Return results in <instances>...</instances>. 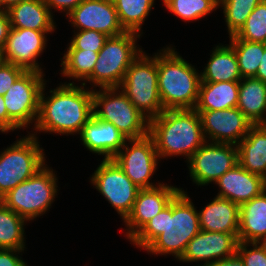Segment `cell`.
<instances>
[{
    "label": "cell",
    "mask_w": 266,
    "mask_h": 266,
    "mask_svg": "<svg viewBox=\"0 0 266 266\" xmlns=\"http://www.w3.org/2000/svg\"><path fill=\"white\" fill-rule=\"evenodd\" d=\"M171 185H160L140 189L131 212L123 220L126 225V237L130 240L150 219L160 213L181 190Z\"/></svg>",
    "instance_id": "ac0fdd59"
},
{
    "label": "cell",
    "mask_w": 266,
    "mask_h": 266,
    "mask_svg": "<svg viewBox=\"0 0 266 266\" xmlns=\"http://www.w3.org/2000/svg\"><path fill=\"white\" fill-rule=\"evenodd\" d=\"M90 180L124 220L131 212L140 188L126 176L113 159H103Z\"/></svg>",
    "instance_id": "8fae6325"
},
{
    "label": "cell",
    "mask_w": 266,
    "mask_h": 266,
    "mask_svg": "<svg viewBox=\"0 0 266 266\" xmlns=\"http://www.w3.org/2000/svg\"><path fill=\"white\" fill-rule=\"evenodd\" d=\"M46 164L34 176L18 184L0 201L26 221L42 216L51 208L57 195V177Z\"/></svg>",
    "instance_id": "52a82bcc"
},
{
    "label": "cell",
    "mask_w": 266,
    "mask_h": 266,
    "mask_svg": "<svg viewBox=\"0 0 266 266\" xmlns=\"http://www.w3.org/2000/svg\"><path fill=\"white\" fill-rule=\"evenodd\" d=\"M26 70L6 61H0V95L4 96L8 89Z\"/></svg>",
    "instance_id": "8d00e7d4"
},
{
    "label": "cell",
    "mask_w": 266,
    "mask_h": 266,
    "mask_svg": "<svg viewBox=\"0 0 266 266\" xmlns=\"http://www.w3.org/2000/svg\"><path fill=\"white\" fill-rule=\"evenodd\" d=\"M266 253V235L261 237L257 242H256Z\"/></svg>",
    "instance_id": "f6af8a7d"
},
{
    "label": "cell",
    "mask_w": 266,
    "mask_h": 266,
    "mask_svg": "<svg viewBox=\"0 0 266 266\" xmlns=\"http://www.w3.org/2000/svg\"><path fill=\"white\" fill-rule=\"evenodd\" d=\"M24 250L0 248V266H29L18 256Z\"/></svg>",
    "instance_id": "74e56055"
},
{
    "label": "cell",
    "mask_w": 266,
    "mask_h": 266,
    "mask_svg": "<svg viewBox=\"0 0 266 266\" xmlns=\"http://www.w3.org/2000/svg\"><path fill=\"white\" fill-rule=\"evenodd\" d=\"M119 88L149 120L159 116L164 109L158 89V52L151 57L142 51L127 69Z\"/></svg>",
    "instance_id": "8992f818"
},
{
    "label": "cell",
    "mask_w": 266,
    "mask_h": 266,
    "mask_svg": "<svg viewBox=\"0 0 266 266\" xmlns=\"http://www.w3.org/2000/svg\"><path fill=\"white\" fill-rule=\"evenodd\" d=\"M208 266H244V263L240 255L236 252L234 255L229 256L228 258L215 261Z\"/></svg>",
    "instance_id": "b9f144b4"
},
{
    "label": "cell",
    "mask_w": 266,
    "mask_h": 266,
    "mask_svg": "<svg viewBox=\"0 0 266 266\" xmlns=\"http://www.w3.org/2000/svg\"><path fill=\"white\" fill-rule=\"evenodd\" d=\"M239 81L200 82L195 110H223L237 107Z\"/></svg>",
    "instance_id": "484cf974"
},
{
    "label": "cell",
    "mask_w": 266,
    "mask_h": 266,
    "mask_svg": "<svg viewBox=\"0 0 266 266\" xmlns=\"http://www.w3.org/2000/svg\"><path fill=\"white\" fill-rule=\"evenodd\" d=\"M229 45L236 54L241 77H254L264 53L265 43L231 40Z\"/></svg>",
    "instance_id": "4dcf8cb0"
},
{
    "label": "cell",
    "mask_w": 266,
    "mask_h": 266,
    "mask_svg": "<svg viewBox=\"0 0 266 266\" xmlns=\"http://www.w3.org/2000/svg\"><path fill=\"white\" fill-rule=\"evenodd\" d=\"M20 129L9 117L7 108L4 104L3 96L0 95V131L2 133H8L9 131Z\"/></svg>",
    "instance_id": "ab89813d"
},
{
    "label": "cell",
    "mask_w": 266,
    "mask_h": 266,
    "mask_svg": "<svg viewBox=\"0 0 266 266\" xmlns=\"http://www.w3.org/2000/svg\"><path fill=\"white\" fill-rule=\"evenodd\" d=\"M52 32L54 31L11 28L5 47L0 54L2 60L20 66L26 71L43 73L37 58L46 48L48 40L45 34Z\"/></svg>",
    "instance_id": "9a60e30c"
},
{
    "label": "cell",
    "mask_w": 266,
    "mask_h": 266,
    "mask_svg": "<svg viewBox=\"0 0 266 266\" xmlns=\"http://www.w3.org/2000/svg\"><path fill=\"white\" fill-rule=\"evenodd\" d=\"M140 36L133 32H124L118 36L108 37L98 52L92 74L81 84L86 86L85 82H89L92 88L119 87L127 69L143 51L136 45Z\"/></svg>",
    "instance_id": "5b68a950"
},
{
    "label": "cell",
    "mask_w": 266,
    "mask_h": 266,
    "mask_svg": "<svg viewBox=\"0 0 266 266\" xmlns=\"http://www.w3.org/2000/svg\"><path fill=\"white\" fill-rule=\"evenodd\" d=\"M238 242V233L201 230L188 242L179 261L188 263L204 261L200 266H208L215 261L234 255L237 252Z\"/></svg>",
    "instance_id": "e0dca14e"
},
{
    "label": "cell",
    "mask_w": 266,
    "mask_h": 266,
    "mask_svg": "<svg viewBox=\"0 0 266 266\" xmlns=\"http://www.w3.org/2000/svg\"><path fill=\"white\" fill-rule=\"evenodd\" d=\"M28 134L0 152V199L46 165L38 138Z\"/></svg>",
    "instance_id": "9c48e42d"
},
{
    "label": "cell",
    "mask_w": 266,
    "mask_h": 266,
    "mask_svg": "<svg viewBox=\"0 0 266 266\" xmlns=\"http://www.w3.org/2000/svg\"><path fill=\"white\" fill-rule=\"evenodd\" d=\"M24 0H0V10L7 11L12 6H15L16 4L22 2Z\"/></svg>",
    "instance_id": "ee69618b"
},
{
    "label": "cell",
    "mask_w": 266,
    "mask_h": 266,
    "mask_svg": "<svg viewBox=\"0 0 266 266\" xmlns=\"http://www.w3.org/2000/svg\"><path fill=\"white\" fill-rule=\"evenodd\" d=\"M7 13L11 28L54 31L53 13L44 0H24L12 6Z\"/></svg>",
    "instance_id": "603a6c76"
},
{
    "label": "cell",
    "mask_w": 266,
    "mask_h": 266,
    "mask_svg": "<svg viewBox=\"0 0 266 266\" xmlns=\"http://www.w3.org/2000/svg\"><path fill=\"white\" fill-rule=\"evenodd\" d=\"M25 219L0 201V248L24 250Z\"/></svg>",
    "instance_id": "f1b7e54d"
},
{
    "label": "cell",
    "mask_w": 266,
    "mask_h": 266,
    "mask_svg": "<svg viewBox=\"0 0 266 266\" xmlns=\"http://www.w3.org/2000/svg\"><path fill=\"white\" fill-rule=\"evenodd\" d=\"M159 159L154 140L149 134L138 139H128L113 157L114 162L140 189L153 188L161 184L158 182L155 185L150 182Z\"/></svg>",
    "instance_id": "7c38bea8"
},
{
    "label": "cell",
    "mask_w": 266,
    "mask_h": 266,
    "mask_svg": "<svg viewBox=\"0 0 266 266\" xmlns=\"http://www.w3.org/2000/svg\"><path fill=\"white\" fill-rule=\"evenodd\" d=\"M207 142L238 145L253 126L237 107L196 110Z\"/></svg>",
    "instance_id": "5bb4252c"
},
{
    "label": "cell",
    "mask_w": 266,
    "mask_h": 266,
    "mask_svg": "<svg viewBox=\"0 0 266 266\" xmlns=\"http://www.w3.org/2000/svg\"><path fill=\"white\" fill-rule=\"evenodd\" d=\"M161 51L158 52V89L163 109H194L201 82L199 72L173 46Z\"/></svg>",
    "instance_id": "277c9868"
},
{
    "label": "cell",
    "mask_w": 266,
    "mask_h": 266,
    "mask_svg": "<svg viewBox=\"0 0 266 266\" xmlns=\"http://www.w3.org/2000/svg\"><path fill=\"white\" fill-rule=\"evenodd\" d=\"M79 135L87 150L103 155L104 160L113 159L128 140L115 125L99 120L94 115L83 126Z\"/></svg>",
    "instance_id": "d6986e66"
},
{
    "label": "cell",
    "mask_w": 266,
    "mask_h": 266,
    "mask_svg": "<svg viewBox=\"0 0 266 266\" xmlns=\"http://www.w3.org/2000/svg\"><path fill=\"white\" fill-rule=\"evenodd\" d=\"M77 31L95 30L114 37L123 34L113 0H83L68 15Z\"/></svg>",
    "instance_id": "2e32d148"
},
{
    "label": "cell",
    "mask_w": 266,
    "mask_h": 266,
    "mask_svg": "<svg viewBox=\"0 0 266 266\" xmlns=\"http://www.w3.org/2000/svg\"><path fill=\"white\" fill-rule=\"evenodd\" d=\"M229 40L266 43V1L262 0L248 16L240 31Z\"/></svg>",
    "instance_id": "836d02e7"
},
{
    "label": "cell",
    "mask_w": 266,
    "mask_h": 266,
    "mask_svg": "<svg viewBox=\"0 0 266 266\" xmlns=\"http://www.w3.org/2000/svg\"><path fill=\"white\" fill-rule=\"evenodd\" d=\"M46 83L40 95L39 114L31 135L40 132L74 135L93 115V89L74 82L62 83L45 96Z\"/></svg>",
    "instance_id": "7a4b0ae2"
},
{
    "label": "cell",
    "mask_w": 266,
    "mask_h": 266,
    "mask_svg": "<svg viewBox=\"0 0 266 266\" xmlns=\"http://www.w3.org/2000/svg\"><path fill=\"white\" fill-rule=\"evenodd\" d=\"M237 108L253 125L266 124V83L255 77L242 78Z\"/></svg>",
    "instance_id": "cb8c5ba5"
},
{
    "label": "cell",
    "mask_w": 266,
    "mask_h": 266,
    "mask_svg": "<svg viewBox=\"0 0 266 266\" xmlns=\"http://www.w3.org/2000/svg\"><path fill=\"white\" fill-rule=\"evenodd\" d=\"M200 229L211 232L238 233L240 205L216 196L198 211Z\"/></svg>",
    "instance_id": "44dd1931"
},
{
    "label": "cell",
    "mask_w": 266,
    "mask_h": 266,
    "mask_svg": "<svg viewBox=\"0 0 266 266\" xmlns=\"http://www.w3.org/2000/svg\"><path fill=\"white\" fill-rule=\"evenodd\" d=\"M187 162L190 178L195 184L205 186L216 183L238 164L237 146L206 141Z\"/></svg>",
    "instance_id": "4fadbf2b"
},
{
    "label": "cell",
    "mask_w": 266,
    "mask_h": 266,
    "mask_svg": "<svg viewBox=\"0 0 266 266\" xmlns=\"http://www.w3.org/2000/svg\"><path fill=\"white\" fill-rule=\"evenodd\" d=\"M67 49H82L99 52L109 36L95 30L76 31Z\"/></svg>",
    "instance_id": "e575fe53"
},
{
    "label": "cell",
    "mask_w": 266,
    "mask_h": 266,
    "mask_svg": "<svg viewBox=\"0 0 266 266\" xmlns=\"http://www.w3.org/2000/svg\"><path fill=\"white\" fill-rule=\"evenodd\" d=\"M266 235V190L240 205L238 241L253 243Z\"/></svg>",
    "instance_id": "d4e9b609"
},
{
    "label": "cell",
    "mask_w": 266,
    "mask_h": 266,
    "mask_svg": "<svg viewBox=\"0 0 266 266\" xmlns=\"http://www.w3.org/2000/svg\"><path fill=\"white\" fill-rule=\"evenodd\" d=\"M155 0H113L121 27L125 32L143 34L142 25Z\"/></svg>",
    "instance_id": "83f0119b"
},
{
    "label": "cell",
    "mask_w": 266,
    "mask_h": 266,
    "mask_svg": "<svg viewBox=\"0 0 266 266\" xmlns=\"http://www.w3.org/2000/svg\"><path fill=\"white\" fill-rule=\"evenodd\" d=\"M159 158L184 156L186 161L205 142L201 120L195 109L164 110L149 120Z\"/></svg>",
    "instance_id": "3957f363"
},
{
    "label": "cell",
    "mask_w": 266,
    "mask_h": 266,
    "mask_svg": "<svg viewBox=\"0 0 266 266\" xmlns=\"http://www.w3.org/2000/svg\"><path fill=\"white\" fill-rule=\"evenodd\" d=\"M93 115L115 125L127 139H138L149 134V119L119 87L93 89Z\"/></svg>",
    "instance_id": "ba28073f"
},
{
    "label": "cell",
    "mask_w": 266,
    "mask_h": 266,
    "mask_svg": "<svg viewBox=\"0 0 266 266\" xmlns=\"http://www.w3.org/2000/svg\"><path fill=\"white\" fill-rule=\"evenodd\" d=\"M82 1L83 0H44L51 13L52 9H55L61 12H65L66 16Z\"/></svg>",
    "instance_id": "f35d334b"
},
{
    "label": "cell",
    "mask_w": 266,
    "mask_h": 266,
    "mask_svg": "<svg viewBox=\"0 0 266 266\" xmlns=\"http://www.w3.org/2000/svg\"><path fill=\"white\" fill-rule=\"evenodd\" d=\"M219 186L218 197L228 199L238 205L250 201L266 190V180L252 174L237 164L215 183Z\"/></svg>",
    "instance_id": "ffe728a7"
},
{
    "label": "cell",
    "mask_w": 266,
    "mask_h": 266,
    "mask_svg": "<svg viewBox=\"0 0 266 266\" xmlns=\"http://www.w3.org/2000/svg\"><path fill=\"white\" fill-rule=\"evenodd\" d=\"M200 231L198 210L187 192L181 189L129 241L150 254H171L179 260L188 242Z\"/></svg>",
    "instance_id": "6da1fadb"
},
{
    "label": "cell",
    "mask_w": 266,
    "mask_h": 266,
    "mask_svg": "<svg viewBox=\"0 0 266 266\" xmlns=\"http://www.w3.org/2000/svg\"><path fill=\"white\" fill-rule=\"evenodd\" d=\"M254 77L266 83V43L261 62Z\"/></svg>",
    "instance_id": "7bdbcfd3"
},
{
    "label": "cell",
    "mask_w": 266,
    "mask_h": 266,
    "mask_svg": "<svg viewBox=\"0 0 266 266\" xmlns=\"http://www.w3.org/2000/svg\"><path fill=\"white\" fill-rule=\"evenodd\" d=\"M11 29L10 18L7 11L0 10V54L2 53Z\"/></svg>",
    "instance_id": "60d3db41"
},
{
    "label": "cell",
    "mask_w": 266,
    "mask_h": 266,
    "mask_svg": "<svg viewBox=\"0 0 266 266\" xmlns=\"http://www.w3.org/2000/svg\"><path fill=\"white\" fill-rule=\"evenodd\" d=\"M238 164L266 180V124L253 125L237 145Z\"/></svg>",
    "instance_id": "7402d4cb"
},
{
    "label": "cell",
    "mask_w": 266,
    "mask_h": 266,
    "mask_svg": "<svg viewBox=\"0 0 266 266\" xmlns=\"http://www.w3.org/2000/svg\"><path fill=\"white\" fill-rule=\"evenodd\" d=\"M165 7L184 21L204 18L219 8V0H162Z\"/></svg>",
    "instance_id": "1f68e13d"
},
{
    "label": "cell",
    "mask_w": 266,
    "mask_h": 266,
    "mask_svg": "<svg viewBox=\"0 0 266 266\" xmlns=\"http://www.w3.org/2000/svg\"><path fill=\"white\" fill-rule=\"evenodd\" d=\"M63 77L85 81L93 72L98 59V52L82 49H67L61 58Z\"/></svg>",
    "instance_id": "f546056e"
},
{
    "label": "cell",
    "mask_w": 266,
    "mask_h": 266,
    "mask_svg": "<svg viewBox=\"0 0 266 266\" xmlns=\"http://www.w3.org/2000/svg\"><path fill=\"white\" fill-rule=\"evenodd\" d=\"M203 72L201 82L240 81L242 79L234 49L228 45L213 48Z\"/></svg>",
    "instance_id": "4316f807"
},
{
    "label": "cell",
    "mask_w": 266,
    "mask_h": 266,
    "mask_svg": "<svg viewBox=\"0 0 266 266\" xmlns=\"http://www.w3.org/2000/svg\"><path fill=\"white\" fill-rule=\"evenodd\" d=\"M38 71H25L3 96L8 117L20 128L36 124L40 95L47 81Z\"/></svg>",
    "instance_id": "30bf717a"
},
{
    "label": "cell",
    "mask_w": 266,
    "mask_h": 266,
    "mask_svg": "<svg viewBox=\"0 0 266 266\" xmlns=\"http://www.w3.org/2000/svg\"><path fill=\"white\" fill-rule=\"evenodd\" d=\"M248 246L250 249H247ZM237 253L240 255L244 266H266V253L256 243L238 242Z\"/></svg>",
    "instance_id": "d590c367"
},
{
    "label": "cell",
    "mask_w": 266,
    "mask_h": 266,
    "mask_svg": "<svg viewBox=\"0 0 266 266\" xmlns=\"http://www.w3.org/2000/svg\"><path fill=\"white\" fill-rule=\"evenodd\" d=\"M262 0H219L229 37L236 35L248 16Z\"/></svg>",
    "instance_id": "d6a6232c"
}]
</instances>
